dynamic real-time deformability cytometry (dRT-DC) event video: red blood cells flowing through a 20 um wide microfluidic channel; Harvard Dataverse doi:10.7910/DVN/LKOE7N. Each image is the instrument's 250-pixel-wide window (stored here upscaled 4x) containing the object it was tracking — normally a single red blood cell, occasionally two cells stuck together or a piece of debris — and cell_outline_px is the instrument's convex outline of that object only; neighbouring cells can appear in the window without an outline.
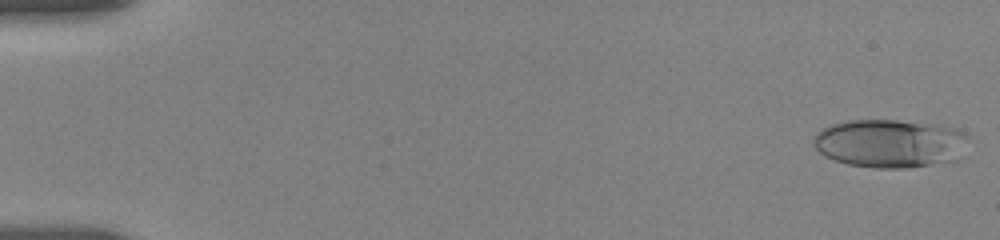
{"species": "human", "species_latin": "Homo sapiens", "temperature_condition": "room temperature", "stored_images_in_passage": 25, "camera_frame_rate_fps": 3000, "um_per_image_px": 0.085, "donor": {"sex": "female"}, "frame": {"image": 1, "passage_image": 1, "time_ms": 0.0, "image_size_px": [1000, 240], "cell_outline_px": [[968, 136], [956, 160], [908, 168], [872, 168], [848, 164], [824, 156], [816, 148], [812, 140], [816, 132], [832, 124], [848, 120], [896, 120], [936, 124], [956, 128]], "centroid_in_image_um": [75.6, 12.18], "position_along_channel_um": 9.4, "area_um2": 43.52}}
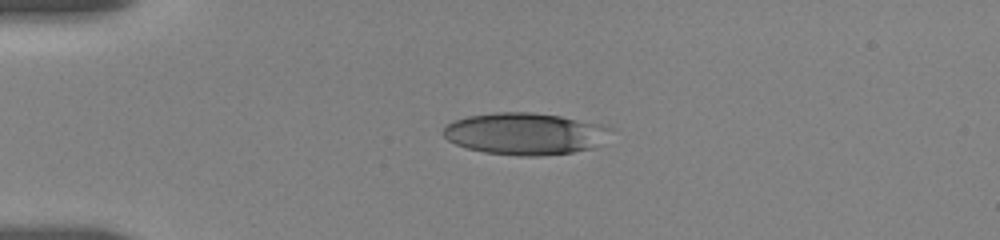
{"frame": {"image": 2, "passage_image": 17, "time_ms": 4.0, "image_size_px": [1000, 240], "cell_outline_px": [[616, 128], [592, 148], [572, 152], [536, 156], [520, 156], [484, 152], [468, 148], [456, 144], [448, 140], [444, 136], [444, 128], [448, 124], [456, 120], [468, 116], [496, 112], [532, 112], [560, 116], [600, 124]], "centroid_in_image_um": [44.63, 11.36], "position_along_channel_um": 40.4, "area_um2": 40.52}}